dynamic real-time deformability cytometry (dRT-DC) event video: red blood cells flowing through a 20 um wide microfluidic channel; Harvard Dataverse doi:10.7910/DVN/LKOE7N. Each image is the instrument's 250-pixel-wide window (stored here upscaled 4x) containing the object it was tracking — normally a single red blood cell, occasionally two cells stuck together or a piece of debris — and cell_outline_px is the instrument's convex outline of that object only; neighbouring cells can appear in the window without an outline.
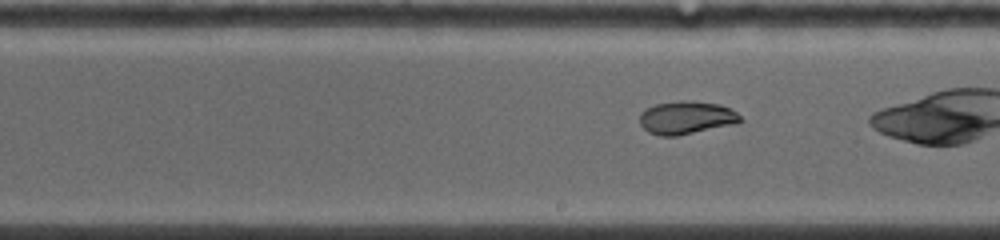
{"species": "common noctule bat (a hibernating species)", "species_latin": "Nyctalus noctula", "temperature_condition": "warm", "stored_images_in_passage": 36, "camera_frame_rate_fps": 5000, "um_per_image_px": 0.085, "animal": {"sex": "female", "body_mass_g": 19.0, "forearm_length_mm": 53.3}, "frame": {"image": 1, "passage_image": 16, "time_ms": 4.4, "image_size_px": [1000, 240], "cell_outline_px": [[744, 120], [736, 124], [676, 136], [660, 136], [648, 132], [640, 124], [640, 112], [656, 104], [680, 100], [692, 100], [720, 104], [736, 112]], "centroid_in_image_um": [58.35, 10.0], "position_along_channel_um": 230.6, "area_um2": 19.48}}